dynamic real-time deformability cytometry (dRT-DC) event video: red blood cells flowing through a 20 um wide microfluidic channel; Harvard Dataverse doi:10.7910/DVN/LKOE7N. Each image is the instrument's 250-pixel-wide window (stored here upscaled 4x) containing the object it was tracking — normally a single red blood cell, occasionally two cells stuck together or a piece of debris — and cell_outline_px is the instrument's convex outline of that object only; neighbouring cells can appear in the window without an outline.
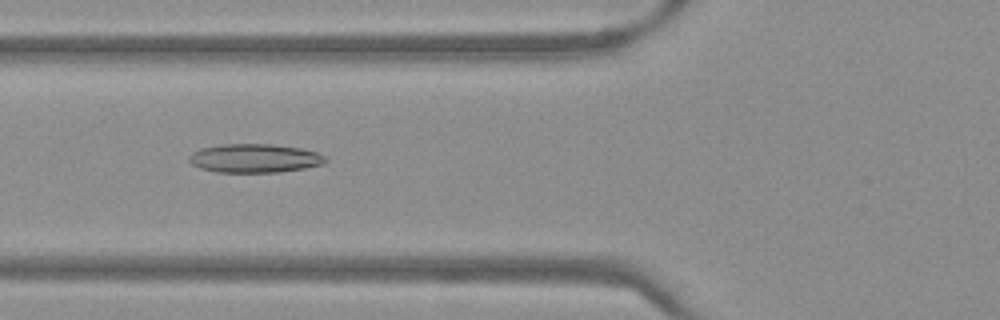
{"species": "Egyptian fruit bat (a non-hibernating species)", "species_latin": "Rousettus aegyptiacus", "temperature_condition": "warm", "stored_images_in_passage": 51, "camera_frame_rate_fps": 3000, "um_per_image_px": 0.085, "frame": {"image": 1, "passage_image": 20, "time_ms": 6.333, "image_size_px": [1000, 320], "cell_outline_px": [[328, 160], [324, 164], [304, 168], [280, 172], [216, 172], [200, 168], [192, 164], [188, 160], [188, 156], [192, 152], [200, 148], [224, 144], [272, 144], [300, 148], [316, 152], [324, 156]], "centroid_in_image_um": [21.62, 13.45], "position_along_channel_um": 104.2, "area_um2": 22.89}}
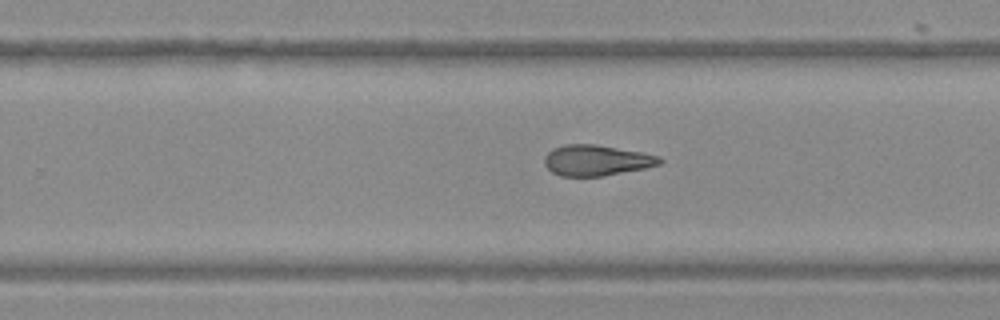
{"frame": {"image": 2, "passage_image": 33, "time_ms": 10.667, "image_size_px": [1000, 320], "cell_outline_px": [[664, 160], [660, 164], [644, 168], [600, 176], [560, 176], [552, 172], [544, 164], [544, 156], [552, 148], [564, 144], [596, 144], [640, 152], [660, 156]], "centroid_in_image_um": [50.66, 13.62], "position_along_channel_um": 279.1, "area_um2": 20.58}}
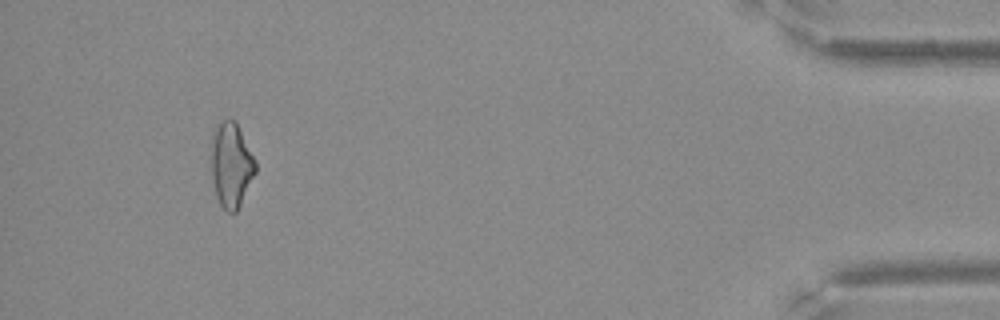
{"frame": {"image": 3, "passage_image": 48, "time_ms": 15.667, "image_size_px": [1000, 320], "cell_outline_px": [[256, 172], [236, 212], [228, 212], [220, 204], [216, 196], [212, 184], [212, 132], [216, 124], [220, 120], [236, 120], [256, 160]], "centroid_in_image_um": [19.65, 13.98], "position_along_channel_um": 415.5, "area_um2": 21.96}}